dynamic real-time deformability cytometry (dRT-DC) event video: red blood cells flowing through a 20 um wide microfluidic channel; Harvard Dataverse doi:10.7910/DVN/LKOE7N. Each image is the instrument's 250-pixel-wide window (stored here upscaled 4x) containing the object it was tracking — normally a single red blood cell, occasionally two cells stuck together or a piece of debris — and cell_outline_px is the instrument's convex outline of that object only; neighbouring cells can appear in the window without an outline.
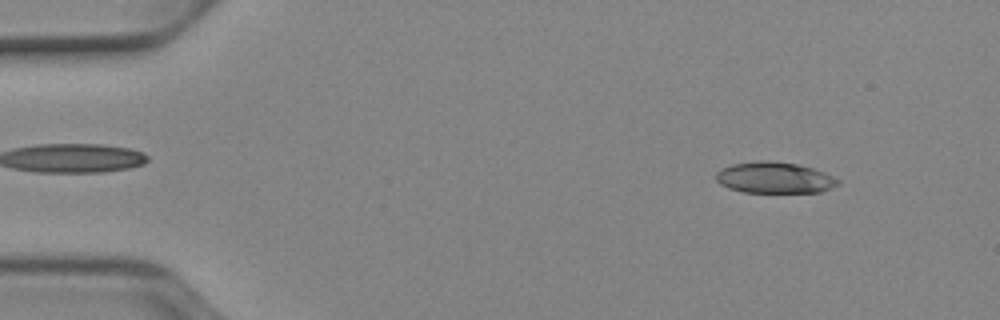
{"species": "Egyptian fruit bat (a non-hibernating species)", "species_latin": "Rousettus aegyptiacus", "temperature_condition": "cold", "stored_images_in_passage": 51, "camera_frame_rate_fps": 3000, "um_per_image_px": 0.085, "animal": {"sex": "female"}, "frame": {"image": 1, "passage_image": 5, "time_ms": 1.333, "image_size_px": [1000, 320], "cell_outline_px": [[840, 184], [832, 188], [820, 192], [744, 192], [728, 188], [720, 184], [716, 180], [716, 172], [720, 168], [732, 164], [756, 160], [768, 160], [796, 164], [812, 168], [824, 172], [840, 180]], "centroid_in_image_um": [65.81, 15.1], "position_along_channel_um": 19.2, "area_um2": 22.31}}
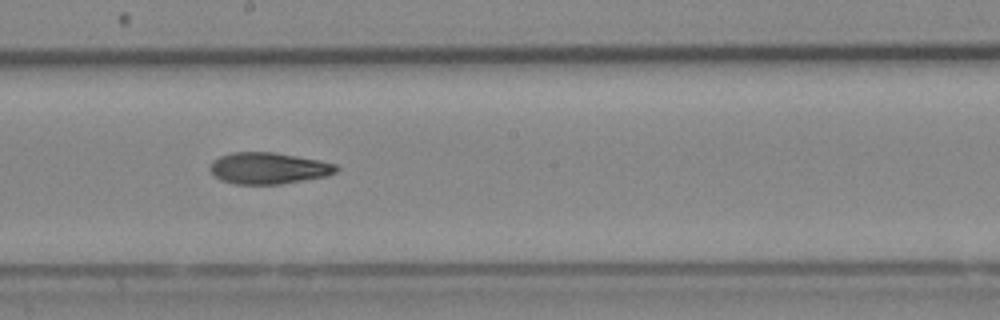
{"frame": {"image": 2, "passage_image": 28, "time_ms": 9.0, "image_size_px": [1000, 320], "cell_outline_px": [[340, 168], [336, 172], [328, 176], [280, 184], [232, 184], [220, 180], [208, 168], [212, 160], [220, 156], [232, 152], [272, 152], [320, 160], [336, 164]], "centroid_in_image_um": [22.82, 14.3], "position_along_channel_um": 225.4, "area_um2": 23.29}}
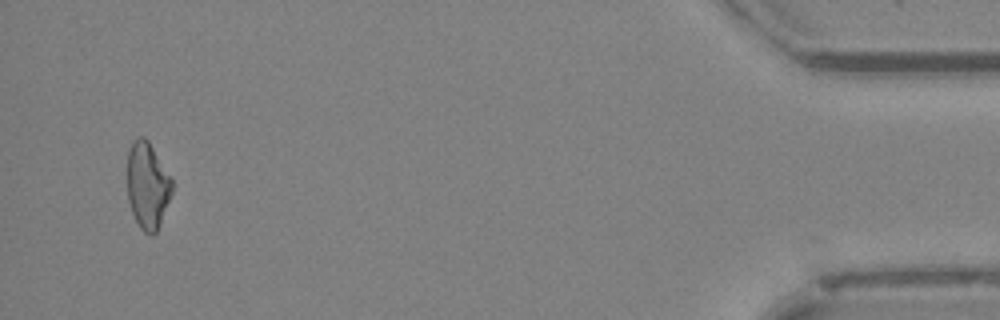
{"frame": {"image": 3, "passage_image": 49, "time_ms": 16.0, "image_size_px": [1000, 320], "cell_outline_px": [[172, 192], [160, 224], [156, 232], [152, 236], [144, 232], [140, 228], [132, 212], [128, 200], [128, 152], [132, 140], [140, 136], [144, 136], [148, 140], [172, 176]], "centroid_in_image_um": [12.55, 15.74], "position_along_channel_um": 422.7, "area_um2": 22.72}, "authors_computed_cell_mechanics": {"area_um2": 23.2934, "velocity_mm_per_s": 3.9355, "shape_relaxation_time_tau1_ms": 8.8595, "shape_relaxation_time_tau2_ms": 4.4076, "deformation_change_tau1": 0.2069, "deformation_change_tau2": 0.1259}}